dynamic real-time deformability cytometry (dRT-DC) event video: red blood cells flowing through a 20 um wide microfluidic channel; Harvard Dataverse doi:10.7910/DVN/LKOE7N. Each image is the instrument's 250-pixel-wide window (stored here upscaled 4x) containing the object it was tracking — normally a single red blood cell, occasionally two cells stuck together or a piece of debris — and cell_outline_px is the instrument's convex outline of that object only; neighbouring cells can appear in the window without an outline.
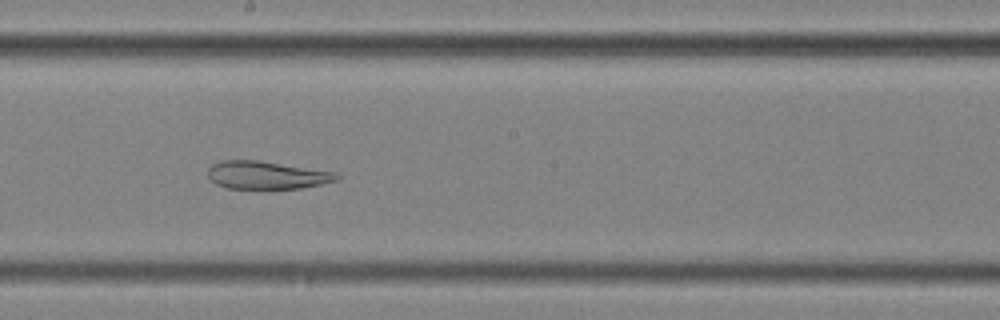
{"species": "common noctule bat (a hibernating species)", "species_latin": "Nyctalus noctula", "temperature_condition": "cold", "stored_images_in_passage": 56, "camera_frame_rate_fps": 3000, "um_per_image_px": 0.085, "animal": {"sex": "female", "body_mass_g": 25.1}, "frame": {"image": 1, "passage_image": 31, "time_ms": 10.0, "image_size_px": [1000, 320], "cell_outline_px": [[340, 180], [300, 188], [228, 188], [216, 184], [208, 180], [208, 168], [212, 164], [220, 160], [260, 160], [336, 172], [340, 176]], "centroid_in_image_um": [22.65, 14.87], "position_along_channel_um": 225.6, "area_um2": 21.04}}
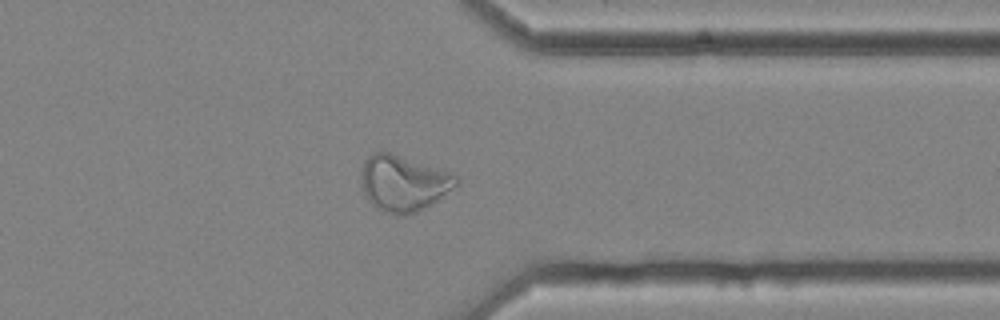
{"frame": {"image": 2, "passage_image": 44, "time_ms": 14.333, "image_size_px": [1000, 320], "cell_outline_px": [[460, 180], [456, 184], [436, 200], [424, 208], [416, 212], [404, 216], [396, 216], [376, 208], [364, 196], [364, 160], [368, 156], [376, 152], [388, 152], [448, 172], [456, 176]], "centroid_in_image_um": [34.27, 15.61], "position_along_channel_um": 377.1, "area_um2": 29.94}}
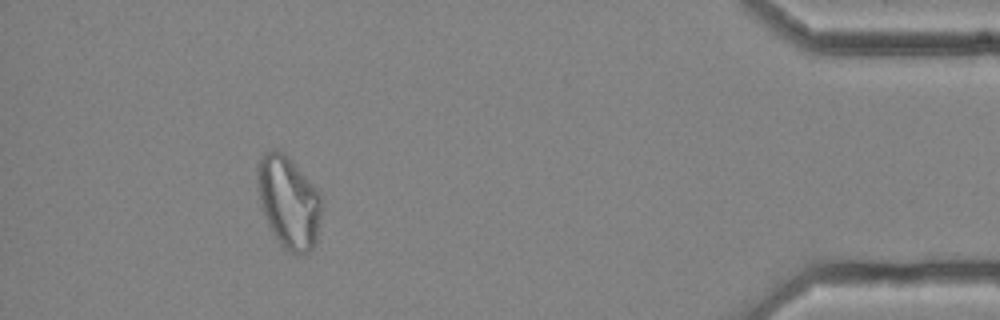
{"frame": {"image": 3, "passage_image": 51, "time_ms": 16.667, "image_size_px": [1000, 320], "cell_outline_px": [[320, 216], [316, 244], [308, 252], [300, 256], [284, 248], [280, 244], [268, 224], [260, 208], [256, 184], [256, 168], [260, 156], [264, 152], [276, 148], [288, 156], [292, 160], [320, 192]], "centroid_in_image_um": [24.49, 17.15], "position_along_channel_um": 410.7, "area_um2": 34.85}}